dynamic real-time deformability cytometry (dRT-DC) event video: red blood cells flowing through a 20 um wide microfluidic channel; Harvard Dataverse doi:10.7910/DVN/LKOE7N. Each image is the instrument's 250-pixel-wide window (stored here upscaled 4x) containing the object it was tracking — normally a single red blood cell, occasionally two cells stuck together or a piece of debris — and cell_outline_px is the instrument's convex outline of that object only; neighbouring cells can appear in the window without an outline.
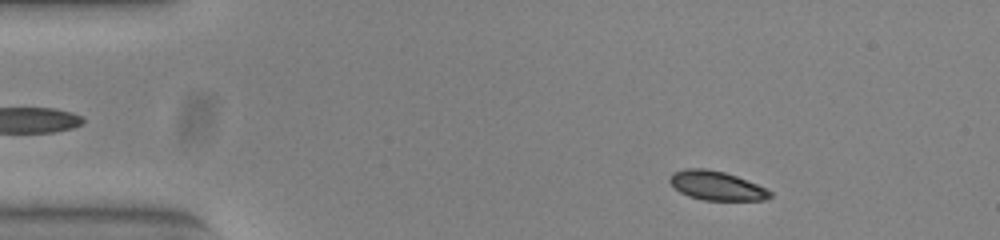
{"species": "common noctule bat (a hibernating species)", "species_latin": "Nyctalus noctula", "temperature_condition": "warm", "stored_images_in_passage": 50, "camera_frame_rate_fps": 3000, "um_per_image_px": 0.085, "animal": {"sex": "female", "body_mass_g": 23.0, "forearm_length_mm": 53.4}, "frame": {"image": 1, "passage_image": 5, "time_ms": 1.333, "image_size_px": [1000, 240], "cell_outline_px": [[772, 196], [764, 200], [704, 200], [688, 196], [680, 192], [668, 180], [672, 172], [684, 168], [704, 168], [724, 172], [736, 176], [756, 184], [772, 192]], "centroid_in_image_um": [60.87, 15.77], "position_along_channel_um": 24.1, "area_um2": 16.88}}
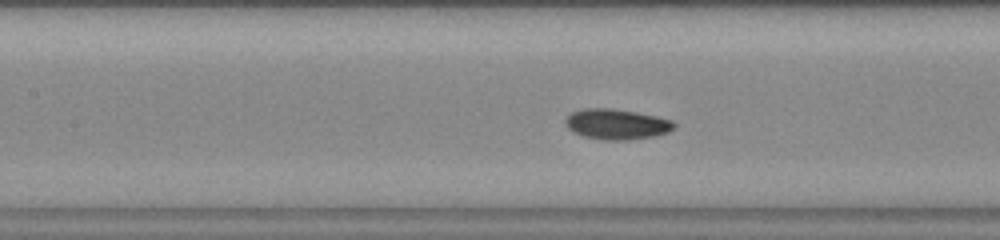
{"frame": {"image": 2, "passage_image": 21, "time_ms": 6.667, "image_size_px": [1000, 240], "cell_outline_px": [[676, 128], [668, 132], [656, 136], [628, 140], [604, 140], [584, 136], [572, 132], [564, 124], [564, 120], [572, 112], [584, 108], [612, 108], [636, 112], [656, 116], [672, 120], [676, 124]], "centroid_in_image_um": [52.42, 10.56], "position_along_channel_um": 155.0, "area_um2": 19.48}}
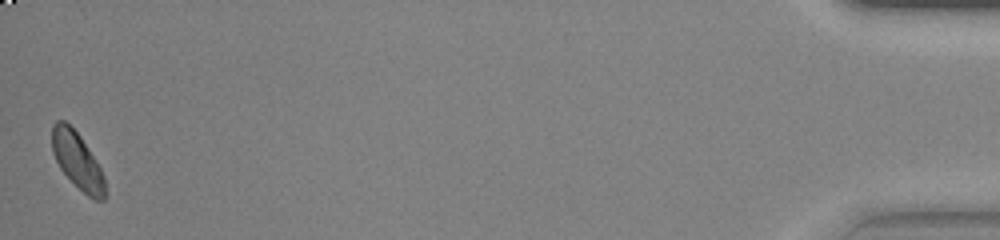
{"frame": {"image": 3, "passage_image": 50, "time_ms": 16.333, "image_size_px": [1000, 240], "cell_outline_px": [[104, 200], [96, 200], [88, 196], [60, 168], [52, 152], [52, 124], [56, 120], [64, 120], [80, 136], [100, 168], [104, 176]], "centroid_in_image_um": [6.54, 13.62], "position_along_channel_um": 428.7, "area_um2": 16.88}, "authors_computed_cell_mechanics": {"area_um2": 17.918, "velocity_mm_per_s": 3.8459, "shape_relaxation_time_tau1_ms": 1.909, "shape_relaxation_time_tau2_ms": null, "deformation_change_tau1": 0.074, "deformation_change_tau2": null}}